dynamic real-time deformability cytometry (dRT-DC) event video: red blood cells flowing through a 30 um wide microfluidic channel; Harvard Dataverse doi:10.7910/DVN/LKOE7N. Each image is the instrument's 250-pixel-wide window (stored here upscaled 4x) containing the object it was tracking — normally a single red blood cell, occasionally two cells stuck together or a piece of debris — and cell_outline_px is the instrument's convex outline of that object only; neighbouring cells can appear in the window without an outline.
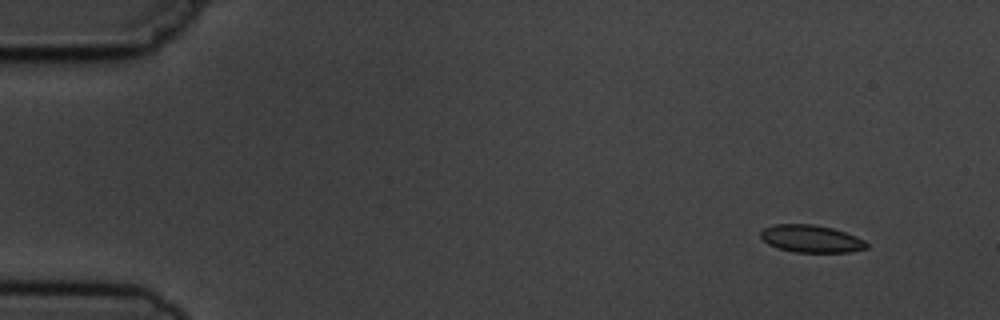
{"species": "common noctule bat (a hibernating species)", "species_latin": "Nyctalus noctula", "temperature_condition": "cold", "stored_images_in_passage": 4, "camera_frame_rate_fps": 3000, "um_per_image_px": 0.085, "animal": {"sex": "male", "body_mass_g": 19.5, "forearm_length_mm": 54.6}, "frame": {"image": 1, "passage_image": 1, "time_ms": 0.0, "image_size_px": [1000, 320], "cell_outline_px": [[868, 248], [848, 252], [796, 252], [780, 248], [768, 244], [760, 236], [760, 232], [764, 228], [772, 224], [812, 224], [832, 228], [856, 236], [864, 240], [868, 244]], "centroid_in_image_um": [68.94, 20.29], "position_along_channel_um": 16.1, "area_um2": 16.82}}
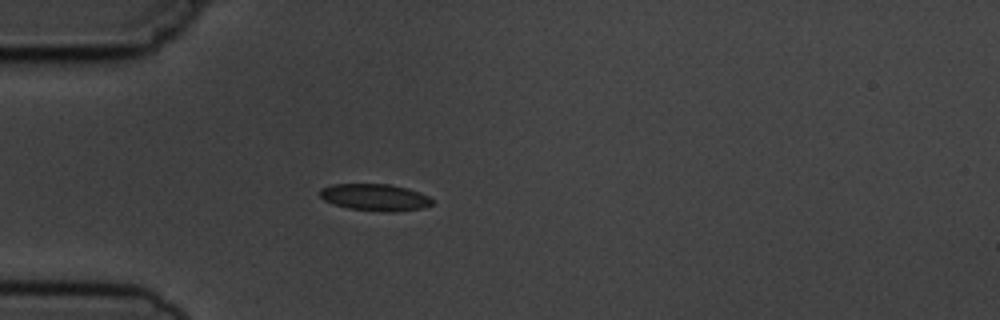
{"frame": {"image": 2, "passage_image": 4, "time_ms": 3.667, "image_size_px": [1000, 320], "cell_outline_px": [[436, 200], [432, 204], [424, 208], [392, 212], [388, 212], [348, 208], [332, 204], [324, 200], [320, 196], [320, 188], [332, 184], [388, 184], [408, 188], [420, 192]], "centroid_in_image_um": [31.9, 16.77], "position_along_channel_um": 53.1, "area_um2": 17.74}}